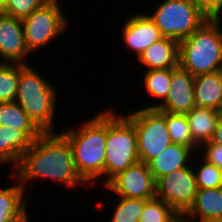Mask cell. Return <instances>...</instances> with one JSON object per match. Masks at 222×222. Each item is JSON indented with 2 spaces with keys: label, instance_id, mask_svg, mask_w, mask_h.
<instances>
[{
  "label": "cell",
  "instance_id": "obj_1",
  "mask_svg": "<svg viewBox=\"0 0 222 222\" xmlns=\"http://www.w3.org/2000/svg\"><path fill=\"white\" fill-rule=\"evenodd\" d=\"M11 173L27 191L29 183L36 180H40V183L50 180L70 191L77 187L90 189L76 170L68 140L58 130L45 132L35 139Z\"/></svg>",
  "mask_w": 222,
  "mask_h": 222
},
{
  "label": "cell",
  "instance_id": "obj_2",
  "mask_svg": "<svg viewBox=\"0 0 222 222\" xmlns=\"http://www.w3.org/2000/svg\"><path fill=\"white\" fill-rule=\"evenodd\" d=\"M59 132L70 144L73 161L82 180L92 188H98L101 182L103 188L107 146V108L88 120H83L80 125H72Z\"/></svg>",
  "mask_w": 222,
  "mask_h": 222
},
{
  "label": "cell",
  "instance_id": "obj_3",
  "mask_svg": "<svg viewBox=\"0 0 222 222\" xmlns=\"http://www.w3.org/2000/svg\"><path fill=\"white\" fill-rule=\"evenodd\" d=\"M32 63H20V77L15 102L43 132H56L54 122L59 108L57 87L40 75ZM36 69V70H35ZM56 88V89H55ZM57 108V109H56Z\"/></svg>",
  "mask_w": 222,
  "mask_h": 222
},
{
  "label": "cell",
  "instance_id": "obj_4",
  "mask_svg": "<svg viewBox=\"0 0 222 222\" xmlns=\"http://www.w3.org/2000/svg\"><path fill=\"white\" fill-rule=\"evenodd\" d=\"M179 65L194 77L222 70V21L210 17L179 42Z\"/></svg>",
  "mask_w": 222,
  "mask_h": 222
},
{
  "label": "cell",
  "instance_id": "obj_5",
  "mask_svg": "<svg viewBox=\"0 0 222 222\" xmlns=\"http://www.w3.org/2000/svg\"><path fill=\"white\" fill-rule=\"evenodd\" d=\"M113 107L107 109V146L104 161V186L118 173L139 162L134 125Z\"/></svg>",
  "mask_w": 222,
  "mask_h": 222
},
{
  "label": "cell",
  "instance_id": "obj_6",
  "mask_svg": "<svg viewBox=\"0 0 222 222\" xmlns=\"http://www.w3.org/2000/svg\"><path fill=\"white\" fill-rule=\"evenodd\" d=\"M148 16L163 37L180 42L198 30L210 17L189 0H160ZM151 11V13H150Z\"/></svg>",
  "mask_w": 222,
  "mask_h": 222
},
{
  "label": "cell",
  "instance_id": "obj_7",
  "mask_svg": "<svg viewBox=\"0 0 222 222\" xmlns=\"http://www.w3.org/2000/svg\"><path fill=\"white\" fill-rule=\"evenodd\" d=\"M61 2L62 0H48L22 19L25 44L33 56L69 30V20L62 10Z\"/></svg>",
  "mask_w": 222,
  "mask_h": 222
},
{
  "label": "cell",
  "instance_id": "obj_8",
  "mask_svg": "<svg viewBox=\"0 0 222 222\" xmlns=\"http://www.w3.org/2000/svg\"><path fill=\"white\" fill-rule=\"evenodd\" d=\"M122 114L134 125L139 161L148 164L172 144L166 123V112L156 108L130 110Z\"/></svg>",
  "mask_w": 222,
  "mask_h": 222
},
{
  "label": "cell",
  "instance_id": "obj_9",
  "mask_svg": "<svg viewBox=\"0 0 222 222\" xmlns=\"http://www.w3.org/2000/svg\"><path fill=\"white\" fill-rule=\"evenodd\" d=\"M197 191L192 163L156 181V197L170 205L178 214H185L189 210Z\"/></svg>",
  "mask_w": 222,
  "mask_h": 222
},
{
  "label": "cell",
  "instance_id": "obj_10",
  "mask_svg": "<svg viewBox=\"0 0 222 222\" xmlns=\"http://www.w3.org/2000/svg\"><path fill=\"white\" fill-rule=\"evenodd\" d=\"M104 189L115 197L150 200L156 197V180L148 164L139 161L114 176Z\"/></svg>",
  "mask_w": 222,
  "mask_h": 222
},
{
  "label": "cell",
  "instance_id": "obj_11",
  "mask_svg": "<svg viewBox=\"0 0 222 222\" xmlns=\"http://www.w3.org/2000/svg\"><path fill=\"white\" fill-rule=\"evenodd\" d=\"M134 13L125 19L122 27L120 28L122 44H124L126 51H129L136 56V60L140 55L153 43L163 38L161 32L156 27L155 23L145 12Z\"/></svg>",
  "mask_w": 222,
  "mask_h": 222
},
{
  "label": "cell",
  "instance_id": "obj_12",
  "mask_svg": "<svg viewBox=\"0 0 222 222\" xmlns=\"http://www.w3.org/2000/svg\"><path fill=\"white\" fill-rule=\"evenodd\" d=\"M22 20L0 12V62L29 64ZM28 61V62H27Z\"/></svg>",
  "mask_w": 222,
  "mask_h": 222
},
{
  "label": "cell",
  "instance_id": "obj_13",
  "mask_svg": "<svg viewBox=\"0 0 222 222\" xmlns=\"http://www.w3.org/2000/svg\"><path fill=\"white\" fill-rule=\"evenodd\" d=\"M194 80L195 77L180 65L172 68L168 95L156 109L171 114H187L195 107Z\"/></svg>",
  "mask_w": 222,
  "mask_h": 222
},
{
  "label": "cell",
  "instance_id": "obj_14",
  "mask_svg": "<svg viewBox=\"0 0 222 222\" xmlns=\"http://www.w3.org/2000/svg\"><path fill=\"white\" fill-rule=\"evenodd\" d=\"M137 61L136 67L143 66L142 71L175 68L179 65V42L163 37L149 46Z\"/></svg>",
  "mask_w": 222,
  "mask_h": 222
},
{
  "label": "cell",
  "instance_id": "obj_15",
  "mask_svg": "<svg viewBox=\"0 0 222 222\" xmlns=\"http://www.w3.org/2000/svg\"><path fill=\"white\" fill-rule=\"evenodd\" d=\"M185 215L191 222L222 221V187L198 189L194 203Z\"/></svg>",
  "mask_w": 222,
  "mask_h": 222
},
{
  "label": "cell",
  "instance_id": "obj_16",
  "mask_svg": "<svg viewBox=\"0 0 222 222\" xmlns=\"http://www.w3.org/2000/svg\"><path fill=\"white\" fill-rule=\"evenodd\" d=\"M195 154L190 147L172 143L161 151L157 157L152 159L148 163V167L154 179L157 181L166 174L189 166Z\"/></svg>",
  "mask_w": 222,
  "mask_h": 222
},
{
  "label": "cell",
  "instance_id": "obj_17",
  "mask_svg": "<svg viewBox=\"0 0 222 222\" xmlns=\"http://www.w3.org/2000/svg\"><path fill=\"white\" fill-rule=\"evenodd\" d=\"M8 175L14 183L0 189V222H14L20 219L28 212L30 202V199H27L29 194L19 180L12 173Z\"/></svg>",
  "mask_w": 222,
  "mask_h": 222
},
{
  "label": "cell",
  "instance_id": "obj_18",
  "mask_svg": "<svg viewBox=\"0 0 222 222\" xmlns=\"http://www.w3.org/2000/svg\"><path fill=\"white\" fill-rule=\"evenodd\" d=\"M32 142L22 130L0 126V169L1 165L11 163L13 171Z\"/></svg>",
  "mask_w": 222,
  "mask_h": 222
},
{
  "label": "cell",
  "instance_id": "obj_19",
  "mask_svg": "<svg viewBox=\"0 0 222 222\" xmlns=\"http://www.w3.org/2000/svg\"><path fill=\"white\" fill-rule=\"evenodd\" d=\"M194 91L195 106L222 112V70L196 76Z\"/></svg>",
  "mask_w": 222,
  "mask_h": 222
},
{
  "label": "cell",
  "instance_id": "obj_20",
  "mask_svg": "<svg viewBox=\"0 0 222 222\" xmlns=\"http://www.w3.org/2000/svg\"><path fill=\"white\" fill-rule=\"evenodd\" d=\"M222 112L205 107H193L187 114V120L193 142L200 148L210 142Z\"/></svg>",
  "mask_w": 222,
  "mask_h": 222
},
{
  "label": "cell",
  "instance_id": "obj_21",
  "mask_svg": "<svg viewBox=\"0 0 222 222\" xmlns=\"http://www.w3.org/2000/svg\"><path fill=\"white\" fill-rule=\"evenodd\" d=\"M0 126L22 130L32 141L43 134L15 101L0 102Z\"/></svg>",
  "mask_w": 222,
  "mask_h": 222
},
{
  "label": "cell",
  "instance_id": "obj_22",
  "mask_svg": "<svg viewBox=\"0 0 222 222\" xmlns=\"http://www.w3.org/2000/svg\"><path fill=\"white\" fill-rule=\"evenodd\" d=\"M143 73L141 75L143 78V87L146 89H142L147 93L148 98L150 96V100L152 102L149 103L147 106H140L142 108H157L167 97L169 89H170V82L172 77V68L168 69H154V70H146V71H139ZM154 98V99H153ZM158 101H157V100ZM159 102V103H158Z\"/></svg>",
  "mask_w": 222,
  "mask_h": 222
},
{
  "label": "cell",
  "instance_id": "obj_23",
  "mask_svg": "<svg viewBox=\"0 0 222 222\" xmlns=\"http://www.w3.org/2000/svg\"><path fill=\"white\" fill-rule=\"evenodd\" d=\"M192 166L198 189L222 187V170L217 166L207 162L198 153L192 159Z\"/></svg>",
  "mask_w": 222,
  "mask_h": 222
},
{
  "label": "cell",
  "instance_id": "obj_24",
  "mask_svg": "<svg viewBox=\"0 0 222 222\" xmlns=\"http://www.w3.org/2000/svg\"><path fill=\"white\" fill-rule=\"evenodd\" d=\"M117 197L113 199L115 204L111 208L115 207L113 212H111L112 215H109V218H111L109 222H139L147 200Z\"/></svg>",
  "mask_w": 222,
  "mask_h": 222
},
{
  "label": "cell",
  "instance_id": "obj_25",
  "mask_svg": "<svg viewBox=\"0 0 222 222\" xmlns=\"http://www.w3.org/2000/svg\"><path fill=\"white\" fill-rule=\"evenodd\" d=\"M166 123L172 143L185 145L198 153L199 147L193 142L186 114L166 112Z\"/></svg>",
  "mask_w": 222,
  "mask_h": 222
},
{
  "label": "cell",
  "instance_id": "obj_26",
  "mask_svg": "<svg viewBox=\"0 0 222 222\" xmlns=\"http://www.w3.org/2000/svg\"><path fill=\"white\" fill-rule=\"evenodd\" d=\"M20 63L0 62V102L15 101Z\"/></svg>",
  "mask_w": 222,
  "mask_h": 222
},
{
  "label": "cell",
  "instance_id": "obj_27",
  "mask_svg": "<svg viewBox=\"0 0 222 222\" xmlns=\"http://www.w3.org/2000/svg\"><path fill=\"white\" fill-rule=\"evenodd\" d=\"M178 213L157 197L145 202L139 222H169Z\"/></svg>",
  "mask_w": 222,
  "mask_h": 222
},
{
  "label": "cell",
  "instance_id": "obj_28",
  "mask_svg": "<svg viewBox=\"0 0 222 222\" xmlns=\"http://www.w3.org/2000/svg\"><path fill=\"white\" fill-rule=\"evenodd\" d=\"M48 0H8L1 11L18 19L26 18L34 10L39 9Z\"/></svg>",
  "mask_w": 222,
  "mask_h": 222
},
{
  "label": "cell",
  "instance_id": "obj_29",
  "mask_svg": "<svg viewBox=\"0 0 222 222\" xmlns=\"http://www.w3.org/2000/svg\"><path fill=\"white\" fill-rule=\"evenodd\" d=\"M200 156L207 162L217 166L222 170V146L216 143L207 142L204 143L200 148Z\"/></svg>",
  "mask_w": 222,
  "mask_h": 222
},
{
  "label": "cell",
  "instance_id": "obj_30",
  "mask_svg": "<svg viewBox=\"0 0 222 222\" xmlns=\"http://www.w3.org/2000/svg\"><path fill=\"white\" fill-rule=\"evenodd\" d=\"M192 4L199 7L209 17H212V0H189Z\"/></svg>",
  "mask_w": 222,
  "mask_h": 222
},
{
  "label": "cell",
  "instance_id": "obj_31",
  "mask_svg": "<svg viewBox=\"0 0 222 222\" xmlns=\"http://www.w3.org/2000/svg\"><path fill=\"white\" fill-rule=\"evenodd\" d=\"M210 141L222 146V115L217 122L216 129Z\"/></svg>",
  "mask_w": 222,
  "mask_h": 222
},
{
  "label": "cell",
  "instance_id": "obj_32",
  "mask_svg": "<svg viewBox=\"0 0 222 222\" xmlns=\"http://www.w3.org/2000/svg\"><path fill=\"white\" fill-rule=\"evenodd\" d=\"M222 14V0H212V17H219Z\"/></svg>",
  "mask_w": 222,
  "mask_h": 222
},
{
  "label": "cell",
  "instance_id": "obj_33",
  "mask_svg": "<svg viewBox=\"0 0 222 222\" xmlns=\"http://www.w3.org/2000/svg\"><path fill=\"white\" fill-rule=\"evenodd\" d=\"M169 222H191L185 214H177L172 220Z\"/></svg>",
  "mask_w": 222,
  "mask_h": 222
},
{
  "label": "cell",
  "instance_id": "obj_34",
  "mask_svg": "<svg viewBox=\"0 0 222 222\" xmlns=\"http://www.w3.org/2000/svg\"><path fill=\"white\" fill-rule=\"evenodd\" d=\"M29 213L30 212L28 211L23 217H21L20 219L14 221V222H32V221H30Z\"/></svg>",
  "mask_w": 222,
  "mask_h": 222
},
{
  "label": "cell",
  "instance_id": "obj_35",
  "mask_svg": "<svg viewBox=\"0 0 222 222\" xmlns=\"http://www.w3.org/2000/svg\"><path fill=\"white\" fill-rule=\"evenodd\" d=\"M8 0H0V12L5 8Z\"/></svg>",
  "mask_w": 222,
  "mask_h": 222
}]
</instances>
